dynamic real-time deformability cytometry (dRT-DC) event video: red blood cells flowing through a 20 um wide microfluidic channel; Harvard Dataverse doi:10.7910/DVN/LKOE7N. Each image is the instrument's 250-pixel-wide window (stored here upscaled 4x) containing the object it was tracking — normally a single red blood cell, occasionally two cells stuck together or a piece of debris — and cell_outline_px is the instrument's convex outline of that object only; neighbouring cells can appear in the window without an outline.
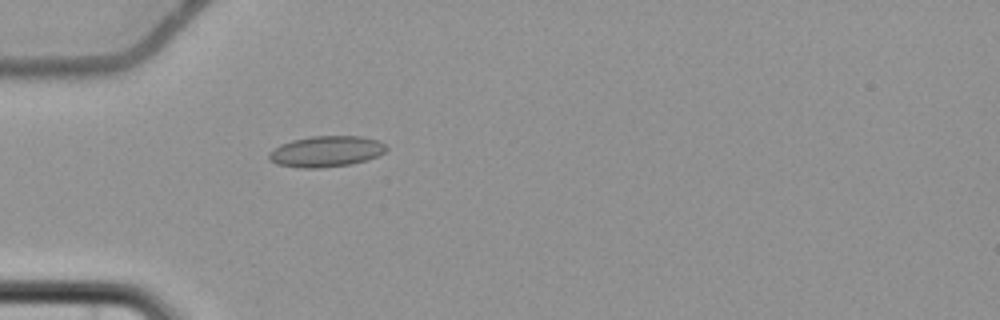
{"species": "common noctule bat (a hibernating species)", "species_latin": "Nyctalus noctula", "temperature_condition": "cold", "stored_images_in_passage": 3, "camera_frame_rate_fps": 3000, "um_per_image_px": 0.085, "animal": {"sex": "female", "body_mass_g": 22.7, "forearm_length_mm": 54.2}, "frame": {"image": 1, "passage_image": 3, "time_ms": 3.333, "image_size_px": [1000, 320], "cell_outline_px": [[388, 148], [380, 156], [368, 160], [352, 164], [320, 168], [300, 168], [276, 164], [268, 160], [268, 152], [280, 144], [292, 140], [312, 136], [360, 136], [380, 140], [388, 144]], "centroid_in_image_um": [27.76, 12.87], "position_along_channel_um": 57.2, "area_um2": 21.62}}